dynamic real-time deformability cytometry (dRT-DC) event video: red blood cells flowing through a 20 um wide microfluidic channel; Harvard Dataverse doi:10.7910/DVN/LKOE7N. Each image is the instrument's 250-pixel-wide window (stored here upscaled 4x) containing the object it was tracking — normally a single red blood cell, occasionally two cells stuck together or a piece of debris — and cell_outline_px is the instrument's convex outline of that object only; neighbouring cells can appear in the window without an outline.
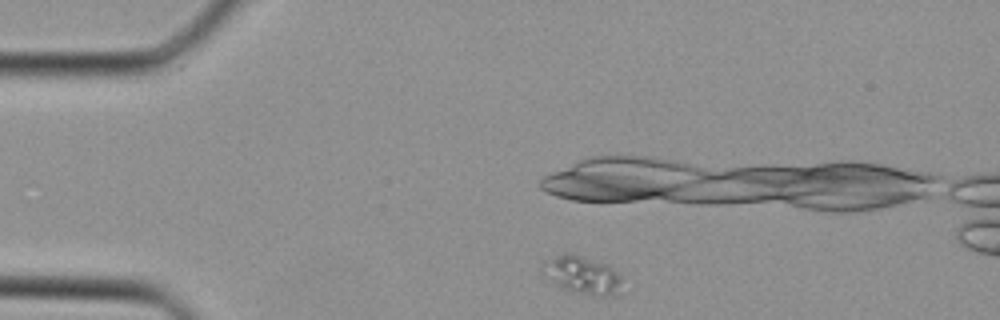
{"species": "Egyptian fruit bat (a non-hibernating species)", "species_latin": "Rousettus aegyptiacus", "temperature_condition": "cold", "stored_images_in_passage": 5, "camera_frame_rate_fps": 3000, "um_per_image_px": 0.085, "animal": {"sex": "female"}, "frame": {"image": 1, "passage_image": 1, "time_ms": 0.0, "image_size_px": [1000, 320], "cell_outline_px": [[620, 296], [592, 296], [568, 292], [548, 280], [540, 268], [540, 264], [544, 260], [564, 252], [572, 252], [608, 264], [620, 276]], "centroid_in_image_um": [49.44, 23.38], "position_along_channel_um": 35.6, "area_um2": 18.38}}